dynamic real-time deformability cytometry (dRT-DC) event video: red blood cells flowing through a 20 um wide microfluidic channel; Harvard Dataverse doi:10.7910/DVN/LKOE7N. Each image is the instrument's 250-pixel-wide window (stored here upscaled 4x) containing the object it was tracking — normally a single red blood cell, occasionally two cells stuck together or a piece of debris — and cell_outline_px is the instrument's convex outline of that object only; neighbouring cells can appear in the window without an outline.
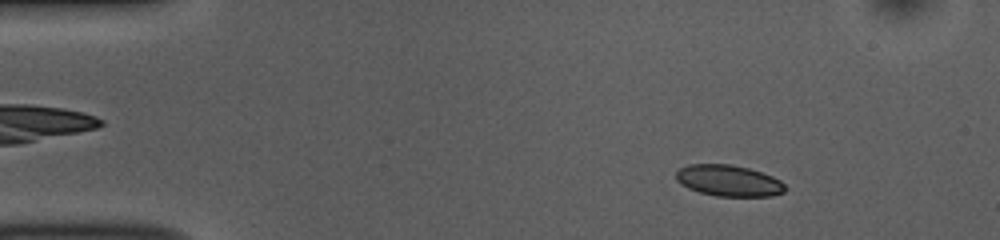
{"species": "common noctule bat (a hibernating species)", "species_latin": "Nyctalus noctula", "temperature_condition": "room temperature", "stored_images_in_passage": 12, "camera_frame_rate_fps": 3000, "um_per_image_px": 0.085, "animal": {"sex": "female", "body_mass_g": 10.0, "forearm_length_mm": 53.1}, "frame": {"image": 1, "passage_image": 7, "time_ms": 2.0, "image_size_px": [1000, 240], "cell_outline_px": [[784, 188], [780, 192], [756, 196], [732, 196], [708, 192], [696, 188], [688, 184], [720, 168], [740, 168], [756, 172], [768, 176], [776, 180]], "centroid_in_image_um": [62.69, 15.56], "position_along_channel_um": 22.3, "area_um2": 13.35}}